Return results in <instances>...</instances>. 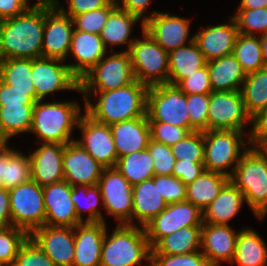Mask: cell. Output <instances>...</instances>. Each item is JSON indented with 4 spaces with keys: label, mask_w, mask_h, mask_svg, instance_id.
<instances>
[{
    "label": "cell",
    "mask_w": 267,
    "mask_h": 266,
    "mask_svg": "<svg viewBox=\"0 0 267 266\" xmlns=\"http://www.w3.org/2000/svg\"><path fill=\"white\" fill-rule=\"evenodd\" d=\"M44 0L22 14L0 21V60L42 57Z\"/></svg>",
    "instance_id": "obj_1"
},
{
    "label": "cell",
    "mask_w": 267,
    "mask_h": 266,
    "mask_svg": "<svg viewBox=\"0 0 267 266\" xmlns=\"http://www.w3.org/2000/svg\"><path fill=\"white\" fill-rule=\"evenodd\" d=\"M147 90L146 85L135 80L115 90L81 93L85 95V112L95 121L111 125L146 116ZM90 93L99 95L95 105L88 100Z\"/></svg>",
    "instance_id": "obj_2"
},
{
    "label": "cell",
    "mask_w": 267,
    "mask_h": 266,
    "mask_svg": "<svg viewBox=\"0 0 267 266\" xmlns=\"http://www.w3.org/2000/svg\"><path fill=\"white\" fill-rule=\"evenodd\" d=\"M82 114L76 102L36 101L30 131L38 135L41 143L68 144L72 129L78 126ZM70 140V141H69Z\"/></svg>",
    "instance_id": "obj_3"
},
{
    "label": "cell",
    "mask_w": 267,
    "mask_h": 266,
    "mask_svg": "<svg viewBox=\"0 0 267 266\" xmlns=\"http://www.w3.org/2000/svg\"><path fill=\"white\" fill-rule=\"evenodd\" d=\"M230 182L243 193L255 215L263 219L267 213V157L260 150L247 149L231 172Z\"/></svg>",
    "instance_id": "obj_4"
},
{
    "label": "cell",
    "mask_w": 267,
    "mask_h": 266,
    "mask_svg": "<svg viewBox=\"0 0 267 266\" xmlns=\"http://www.w3.org/2000/svg\"><path fill=\"white\" fill-rule=\"evenodd\" d=\"M106 234L101 249L100 266H137L151 259V248L144 227L117 225L110 237Z\"/></svg>",
    "instance_id": "obj_5"
},
{
    "label": "cell",
    "mask_w": 267,
    "mask_h": 266,
    "mask_svg": "<svg viewBox=\"0 0 267 266\" xmlns=\"http://www.w3.org/2000/svg\"><path fill=\"white\" fill-rule=\"evenodd\" d=\"M143 40H134L130 54L135 79L147 87L168 83V52L145 30Z\"/></svg>",
    "instance_id": "obj_6"
},
{
    "label": "cell",
    "mask_w": 267,
    "mask_h": 266,
    "mask_svg": "<svg viewBox=\"0 0 267 266\" xmlns=\"http://www.w3.org/2000/svg\"><path fill=\"white\" fill-rule=\"evenodd\" d=\"M135 76L128 51L103 57L79 80V92L115 90L134 82Z\"/></svg>",
    "instance_id": "obj_7"
},
{
    "label": "cell",
    "mask_w": 267,
    "mask_h": 266,
    "mask_svg": "<svg viewBox=\"0 0 267 266\" xmlns=\"http://www.w3.org/2000/svg\"><path fill=\"white\" fill-rule=\"evenodd\" d=\"M242 132L237 130L204 131L203 163L205 170L231 176L227 169L234 165L232 169L234 171L242 154L249 149V147H245Z\"/></svg>",
    "instance_id": "obj_8"
},
{
    "label": "cell",
    "mask_w": 267,
    "mask_h": 266,
    "mask_svg": "<svg viewBox=\"0 0 267 266\" xmlns=\"http://www.w3.org/2000/svg\"><path fill=\"white\" fill-rule=\"evenodd\" d=\"M146 114L148 121L183 127L190 132L186 94L176 85L167 83L148 87Z\"/></svg>",
    "instance_id": "obj_9"
},
{
    "label": "cell",
    "mask_w": 267,
    "mask_h": 266,
    "mask_svg": "<svg viewBox=\"0 0 267 266\" xmlns=\"http://www.w3.org/2000/svg\"><path fill=\"white\" fill-rule=\"evenodd\" d=\"M8 191L12 226L30 235L45 225L43 187L31 179Z\"/></svg>",
    "instance_id": "obj_10"
},
{
    "label": "cell",
    "mask_w": 267,
    "mask_h": 266,
    "mask_svg": "<svg viewBox=\"0 0 267 266\" xmlns=\"http://www.w3.org/2000/svg\"><path fill=\"white\" fill-rule=\"evenodd\" d=\"M251 121L240 90L212 91L209 94L207 131H243L244 124Z\"/></svg>",
    "instance_id": "obj_11"
},
{
    "label": "cell",
    "mask_w": 267,
    "mask_h": 266,
    "mask_svg": "<svg viewBox=\"0 0 267 266\" xmlns=\"http://www.w3.org/2000/svg\"><path fill=\"white\" fill-rule=\"evenodd\" d=\"M203 212L191 202L167 204V207L144 226L152 249L163 237L183 227L202 226Z\"/></svg>",
    "instance_id": "obj_12"
},
{
    "label": "cell",
    "mask_w": 267,
    "mask_h": 266,
    "mask_svg": "<svg viewBox=\"0 0 267 266\" xmlns=\"http://www.w3.org/2000/svg\"><path fill=\"white\" fill-rule=\"evenodd\" d=\"M73 26L72 18L65 15L53 0H44L42 58L65 61L70 50Z\"/></svg>",
    "instance_id": "obj_13"
},
{
    "label": "cell",
    "mask_w": 267,
    "mask_h": 266,
    "mask_svg": "<svg viewBox=\"0 0 267 266\" xmlns=\"http://www.w3.org/2000/svg\"><path fill=\"white\" fill-rule=\"evenodd\" d=\"M98 185L107 213L119 220V225H134L132 185L127 179L115 167L104 168Z\"/></svg>",
    "instance_id": "obj_14"
},
{
    "label": "cell",
    "mask_w": 267,
    "mask_h": 266,
    "mask_svg": "<svg viewBox=\"0 0 267 266\" xmlns=\"http://www.w3.org/2000/svg\"><path fill=\"white\" fill-rule=\"evenodd\" d=\"M63 60L51 58L32 59V80L37 101L59 90L79 91V80Z\"/></svg>",
    "instance_id": "obj_15"
},
{
    "label": "cell",
    "mask_w": 267,
    "mask_h": 266,
    "mask_svg": "<svg viewBox=\"0 0 267 266\" xmlns=\"http://www.w3.org/2000/svg\"><path fill=\"white\" fill-rule=\"evenodd\" d=\"M77 127L83 136L75 141L104 168L115 167L118 155L109 125L95 121L85 112Z\"/></svg>",
    "instance_id": "obj_16"
},
{
    "label": "cell",
    "mask_w": 267,
    "mask_h": 266,
    "mask_svg": "<svg viewBox=\"0 0 267 266\" xmlns=\"http://www.w3.org/2000/svg\"><path fill=\"white\" fill-rule=\"evenodd\" d=\"M153 16H144L142 31L145 30L168 53L187 45L190 21L169 13L152 12Z\"/></svg>",
    "instance_id": "obj_17"
},
{
    "label": "cell",
    "mask_w": 267,
    "mask_h": 266,
    "mask_svg": "<svg viewBox=\"0 0 267 266\" xmlns=\"http://www.w3.org/2000/svg\"><path fill=\"white\" fill-rule=\"evenodd\" d=\"M29 237L56 266H72L74 262V228L44 225Z\"/></svg>",
    "instance_id": "obj_18"
},
{
    "label": "cell",
    "mask_w": 267,
    "mask_h": 266,
    "mask_svg": "<svg viewBox=\"0 0 267 266\" xmlns=\"http://www.w3.org/2000/svg\"><path fill=\"white\" fill-rule=\"evenodd\" d=\"M64 181L75 185L98 184L104 167L100 165L80 144L72 141L66 144L63 153Z\"/></svg>",
    "instance_id": "obj_19"
},
{
    "label": "cell",
    "mask_w": 267,
    "mask_h": 266,
    "mask_svg": "<svg viewBox=\"0 0 267 266\" xmlns=\"http://www.w3.org/2000/svg\"><path fill=\"white\" fill-rule=\"evenodd\" d=\"M71 193L72 186L64 180L43 187L45 225L74 228L81 224Z\"/></svg>",
    "instance_id": "obj_20"
},
{
    "label": "cell",
    "mask_w": 267,
    "mask_h": 266,
    "mask_svg": "<svg viewBox=\"0 0 267 266\" xmlns=\"http://www.w3.org/2000/svg\"><path fill=\"white\" fill-rule=\"evenodd\" d=\"M66 144L42 143L33 153H29L32 180L41 187L64 180L63 153Z\"/></svg>",
    "instance_id": "obj_21"
},
{
    "label": "cell",
    "mask_w": 267,
    "mask_h": 266,
    "mask_svg": "<svg viewBox=\"0 0 267 266\" xmlns=\"http://www.w3.org/2000/svg\"><path fill=\"white\" fill-rule=\"evenodd\" d=\"M238 232H234L229 225L203 223L201 229V252L211 266H218L220 261L232 262Z\"/></svg>",
    "instance_id": "obj_22"
},
{
    "label": "cell",
    "mask_w": 267,
    "mask_h": 266,
    "mask_svg": "<svg viewBox=\"0 0 267 266\" xmlns=\"http://www.w3.org/2000/svg\"><path fill=\"white\" fill-rule=\"evenodd\" d=\"M106 223H81L74 227V262L72 266H100Z\"/></svg>",
    "instance_id": "obj_23"
},
{
    "label": "cell",
    "mask_w": 267,
    "mask_h": 266,
    "mask_svg": "<svg viewBox=\"0 0 267 266\" xmlns=\"http://www.w3.org/2000/svg\"><path fill=\"white\" fill-rule=\"evenodd\" d=\"M72 52L76 64H67L72 74L80 80L106 54L100 35L74 29L69 53Z\"/></svg>",
    "instance_id": "obj_24"
},
{
    "label": "cell",
    "mask_w": 267,
    "mask_h": 266,
    "mask_svg": "<svg viewBox=\"0 0 267 266\" xmlns=\"http://www.w3.org/2000/svg\"><path fill=\"white\" fill-rule=\"evenodd\" d=\"M118 159L146 150L151 139L147 115L109 125Z\"/></svg>",
    "instance_id": "obj_25"
},
{
    "label": "cell",
    "mask_w": 267,
    "mask_h": 266,
    "mask_svg": "<svg viewBox=\"0 0 267 266\" xmlns=\"http://www.w3.org/2000/svg\"><path fill=\"white\" fill-rule=\"evenodd\" d=\"M229 21L232 23L205 28L193 36L207 62L233 53L239 32L233 17Z\"/></svg>",
    "instance_id": "obj_26"
},
{
    "label": "cell",
    "mask_w": 267,
    "mask_h": 266,
    "mask_svg": "<svg viewBox=\"0 0 267 266\" xmlns=\"http://www.w3.org/2000/svg\"><path fill=\"white\" fill-rule=\"evenodd\" d=\"M132 220L144 227L167 207L158 191V175L132 186Z\"/></svg>",
    "instance_id": "obj_27"
},
{
    "label": "cell",
    "mask_w": 267,
    "mask_h": 266,
    "mask_svg": "<svg viewBox=\"0 0 267 266\" xmlns=\"http://www.w3.org/2000/svg\"><path fill=\"white\" fill-rule=\"evenodd\" d=\"M168 63V84L177 85L181 80L206 66L207 60L199 50L194 37H191L188 46L179 47L168 53Z\"/></svg>",
    "instance_id": "obj_28"
},
{
    "label": "cell",
    "mask_w": 267,
    "mask_h": 266,
    "mask_svg": "<svg viewBox=\"0 0 267 266\" xmlns=\"http://www.w3.org/2000/svg\"><path fill=\"white\" fill-rule=\"evenodd\" d=\"M209 80L212 91L240 90L246 73L233 54L207 62Z\"/></svg>",
    "instance_id": "obj_29"
},
{
    "label": "cell",
    "mask_w": 267,
    "mask_h": 266,
    "mask_svg": "<svg viewBox=\"0 0 267 266\" xmlns=\"http://www.w3.org/2000/svg\"><path fill=\"white\" fill-rule=\"evenodd\" d=\"M245 201L243 193L230 181L220 194L202 211L203 223L228 225Z\"/></svg>",
    "instance_id": "obj_30"
},
{
    "label": "cell",
    "mask_w": 267,
    "mask_h": 266,
    "mask_svg": "<svg viewBox=\"0 0 267 266\" xmlns=\"http://www.w3.org/2000/svg\"><path fill=\"white\" fill-rule=\"evenodd\" d=\"M0 147V183L10 190L32 179L30 157L21 152Z\"/></svg>",
    "instance_id": "obj_31"
},
{
    "label": "cell",
    "mask_w": 267,
    "mask_h": 266,
    "mask_svg": "<svg viewBox=\"0 0 267 266\" xmlns=\"http://www.w3.org/2000/svg\"><path fill=\"white\" fill-rule=\"evenodd\" d=\"M230 181V177L204 170L192 183L186 186V201L203 211Z\"/></svg>",
    "instance_id": "obj_32"
},
{
    "label": "cell",
    "mask_w": 267,
    "mask_h": 266,
    "mask_svg": "<svg viewBox=\"0 0 267 266\" xmlns=\"http://www.w3.org/2000/svg\"><path fill=\"white\" fill-rule=\"evenodd\" d=\"M202 226L183 227L163 237L152 249L151 254L179 255L197 252L200 248Z\"/></svg>",
    "instance_id": "obj_33"
},
{
    "label": "cell",
    "mask_w": 267,
    "mask_h": 266,
    "mask_svg": "<svg viewBox=\"0 0 267 266\" xmlns=\"http://www.w3.org/2000/svg\"><path fill=\"white\" fill-rule=\"evenodd\" d=\"M232 262L238 266H267L264 240L252 229L239 231Z\"/></svg>",
    "instance_id": "obj_34"
},
{
    "label": "cell",
    "mask_w": 267,
    "mask_h": 266,
    "mask_svg": "<svg viewBox=\"0 0 267 266\" xmlns=\"http://www.w3.org/2000/svg\"><path fill=\"white\" fill-rule=\"evenodd\" d=\"M138 20L139 18L137 16L116 6L109 13L107 21L100 33L105 48L107 49V43L111 46L128 43V49L124 51H129L135 39L128 41V38L132 32V26Z\"/></svg>",
    "instance_id": "obj_35"
},
{
    "label": "cell",
    "mask_w": 267,
    "mask_h": 266,
    "mask_svg": "<svg viewBox=\"0 0 267 266\" xmlns=\"http://www.w3.org/2000/svg\"><path fill=\"white\" fill-rule=\"evenodd\" d=\"M31 74L32 59L30 58L0 60V79L15 90L29 91V95L37 101Z\"/></svg>",
    "instance_id": "obj_36"
},
{
    "label": "cell",
    "mask_w": 267,
    "mask_h": 266,
    "mask_svg": "<svg viewBox=\"0 0 267 266\" xmlns=\"http://www.w3.org/2000/svg\"><path fill=\"white\" fill-rule=\"evenodd\" d=\"M115 168L132 186L154 177L153 160L147 149L119 158Z\"/></svg>",
    "instance_id": "obj_37"
},
{
    "label": "cell",
    "mask_w": 267,
    "mask_h": 266,
    "mask_svg": "<svg viewBox=\"0 0 267 266\" xmlns=\"http://www.w3.org/2000/svg\"><path fill=\"white\" fill-rule=\"evenodd\" d=\"M247 112L253 117L267 108V66L246 75L240 89Z\"/></svg>",
    "instance_id": "obj_38"
},
{
    "label": "cell",
    "mask_w": 267,
    "mask_h": 266,
    "mask_svg": "<svg viewBox=\"0 0 267 266\" xmlns=\"http://www.w3.org/2000/svg\"><path fill=\"white\" fill-rule=\"evenodd\" d=\"M34 105L0 106V130L6 140L21 132H30Z\"/></svg>",
    "instance_id": "obj_39"
},
{
    "label": "cell",
    "mask_w": 267,
    "mask_h": 266,
    "mask_svg": "<svg viewBox=\"0 0 267 266\" xmlns=\"http://www.w3.org/2000/svg\"><path fill=\"white\" fill-rule=\"evenodd\" d=\"M232 54L241 64L246 75L266 67L262 58L259 35L257 37V35L249 36L239 33Z\"/></svg>",
    "instance_id": "obj_40"
},
{
    "label": "cell",
    "mask_w": 267,
    "mask_h": 266,
    "mask_svg": "<svg viewBox=\"0 0 267 266\" xmlns=\"http://www.w3.org/2000/svg\"><path fill=\"white\" fill-rule=\"evenodd\" d=\"M86 198L87 201H84ZM71 199L74 202L76 214L81 223H84V220L82 218L83 210L88 211V216L85 220V223L105 222L103 219V215L100 213L97 206L98 203H100V200H103L101 196V190L98 184L93 186H86V185L73 186ZM82 200L85 202L86 206L82 205L81 203ZM82 206L84 207V209H82L83 208Z\"/></svg>",
    "instance_id": "obj_41"
},
{
    "label": "cell",
    "mask_w": 267,
    "mask_h": 266,
    "mask_svg": "<svg viewBox=\"0 0 267 266\" xmlns=\"http://www.w3.org/2000/svg\"><path fill=\"white\" fill-rule=\"evenodd\" d=\"M28 238L29 234L20 228H0V266H12L21 246Z\"/></svg>",
    "instance_id": "obj_42"
},
{
    "label": "cell",
    "mask_w": 267,
    "mask_h": 266,
    "mask_svg": "<svg viewBox=\"0 0 267 266\" xmlns=\"http://www.w3.org/2000/svg\"><path fill=\"white\" fill-rule=\"evenodd\" d=\"M176 160L187 162L204 161V131L188 133L182 140L170 146Z\"/></svg>",
    "instance_id": "obj_43"
},
{
    "label": "cell",
    "mask_w": 267,
    "mask_h": 266,
    "mask_svg": "<svg viewBox=\"0 0 267 266\" xmlns=\"http://www.w3.org/2000/svg\"><path fill=\"white\" fill-rule=\"evenodd\" d=\"M238 32L242 35L255 36L254 31L267 33V7L256 9H238L233 15Z\"/></svg>",
    "instance_id": "obj_44"
},
{
    "label": "cell",
    "mask_w": 267,
    "mask_h": 266,
    "mask_svg": "<svg viewBox=\"0 0 267 266\" xmlns=\"http://www.w3.org/2000/svg\"><path fill=\"white\" fill-rule=\"evenodd\" d=\"M116 6L117 1L112 0L106 7L73 16L74 29L100 35L109 13Z\"/></svg>",
    "instance_id": "obj_45"
},
{
    "label": "cell",
    "mask_w": 267,
    "mask_h": 266,
    "mask_svg": "<svg viewBox=\"0 0 267 266\" xmlns=\"http://www.w3.org/2000/svg\"><path fill=\"white\" fill-rule=\"evenodd\" d=\"M190 132L207 131L209 94H186Z\"/></svg>",
    "instance_id": "obj_46"
},
{
    "label": "cell",
    "mask_w": 267,
    "mask_h": 266,
    "mask_svg": "<svg viewBox=\"0 0 267 266\" xmlns=\"http://www.w3.org/2000/svg\"><path fill=\"white\" fill-rule=\"evenodd\" d=\"M148 266H211L201 251L189 254H151Z\"/></svg>",
    "instance_id": "obj_47"
},
{
    "label": "cell",
    "mask_w": 267,
    "mask_h": 266,
    "mask_svg": "<svg viewBox=\"0 0 267 266\" xmlns=\"http://www.w3.org/2000/svg\"><path fill=\"white\" fill-rule=\"evenodd\" d=\"M147 150L153 160L154 175L172 176L176 158L172 154L170 146L150 139Z\"/></svg>",
    "instance_id": "obj_48"
},
{
    "label": "cell",
    "mask_w": 267,
    "mask_h": 266,
    "mask_svg": "<svg viewBox=\"0 0 267 266\" xmlns=\"http://www.w3.org/2000/svg\"><path fill=\"white\" fill-rule=\"evenodd\" d=\"M12 266H56L29 237L21 246Z\"/></svg>",
    "instance_id": "obj_49"
},
{
    "label": "cell",
    "mask_w": 267,
    "mask_h": 266,
    "mask_svg": "<svg viewBox=\"0 0 267 266\" xmlns=\"http://www.w3.org/2000/svg\"><path fill=\"white\" fill-rule=\"evenodd\" d=\"M151 140L172 146L182 140L188 133L186 128L166 124L158 121H148Z\"/></svg>",
    "instance_id": "obj_50"
},
{
    "label": "cell",
    "mask_w": 267,
    "mask_h": 266,
    "mask_svg": "<svg viewBox=\"0 0 267 266\" xmlns=\"http://www.w3.org/2000/svg\"><path fill=\"white\" fill-rule=\"evenodd\" d=\"M158 191L167 204L186 201V185L173 175H158Z\"/></svg>",
    "instance_id": "obj_51"
},
{
    "label": "cell",
    "mask_w": 267,
    "mask_h": 266,
    "mask_svg": "<svg viewBox=\"0 0 267 266\" xmlns=\"http://www.w3.org/2000/svg\"><path fill=\"white\" fill-rule=\"evenodd\" d=\"M176 86L185 94H210L212 88L207 65L181 80Z\"/></svg>",
    "instance_id": "obj_52"
},
{
    "label": "cell",
    "mask_w": 267,
    "mask_h": 266,
    "mask_svg": "<svg viewBox=\"0 0 267 266\" xmlns=\"http://www.w3.org/2000/svg\"><path fill=\"white\" fill-rule=\"evenodd\" d=\"M252 122L248 142L253 145L252 149L261 151L267 145V108L257 112L252 117Z\"/></svg>",
    "instance_id": "obj_53"
},
{
    "label": "cell",
    "mask_w": 267,
    "mask_h": 266,
    "mask_svg": "<svg viewBox=\"0 0 267 266\" xmlns=\"http://www.w3.org/2000/svg\"><path fill=\"white\" fill-rule=\"evenodd\" d=\"M204 170L205 168L203 162L176 160L172 175L179 178L187 186L192 183Z\"/></svg>",
    "instance_id": "obj_54"
},
{
    "label": "cell",
    "mask_w": 267,
    "mask_h": 266,
    "mask_svg": "<svg viewBox=\"0 0 267 266\" xmlns=\"http://www.w3.org/2000/svg\"><path fill=\"white\" fill-rule=\"evenodd\" d=\"M35 103L36 100L29 95V91L15 90L0 79V106Z\"/></svg>",
    "instance_id": "obj_55"
},
{
    "label": "cell",
    "mask_w": 267,
    "mask_h": 266,
    "mask_svg": "<svg viewBox=\"0 0 267 266\" xmlns=\"http://www.w3.org/2000/svg\"><path fill=\"white\" fill-rule=\"evenodd\" d=\"M112 0H68V9L59 7V1L53 0L54 4L69 17H73L85 12L106 7Z\"/></svg>",
    "instance_id": "obj_56"
},
{
    "label": "cell",
    "mask_w": 267,
    "mask_h": 266,
    "mask_svg": "<svg viewBox=\"0 0 267 266\" xmlns=\"http://www.w3.org/2000/svg\"><path fill=\"white\" fill-rule=\"evenodd\" d=\"M29 0H0V21L13 18L31 8Z\"/></svg>",
    "instance_id": "obj_57"
},
{
    "label": "cell",
    "mask_w": 267,
    "mask_h": 266,
    "mask_svg": "<svg viewBox=\"0 0 267 266\" xmlns=\"http://www.w3.org/2000/svg\"><path fill=\"white\" fill-rule=\"evenodd\" d=\"M12 226L9 191L0 189V228Z\"/></svg>",
    "instance_id": "obj_58"
},
{
    "label": "cell",
    "mask_w": 267,
    "mask_h": 266,
    "mask_svg": "<svg viewBox=\"0 0 267 266\" xmlns=\"http://www.w3.org/2000/svg\"><path fill=\"white\" fill-rule=\"evenodd\" d=\"M117 1V6L126 12L137 16L139 19L143 17L144 12L151 0H121L122 5Z\"/></svg>",
    "instance_id": "obj_59"
},
{
    "label": "cell",
    "mask_w": 267,
    "mask_h": 266,
    "mask_svg": "<svg viewBox=\"0 0 267 266\" xmlns=\"http://www.w3.org/2000/svg\"><path fill=\"white\" fill-rule=\"evenodd\" d=\"M238 9H256L267 7V0H241Z\"/></svg>",
    "instance_id": "obj_60"
},
{
    "label": "cell",
    "mask_w": 267,
    "mask_h": 266,
    "mask_svg": "<svg viewBox=\"0 0 267 266\" xmlns=\"http://www.w3.org/2000/svg\"><path fill=\"white\" fill-rule=\"evenodd\" d=\"M259 40L261 43L262 58L267 66V33L264 35H259Z\"/></svg>",
    "instance_id": "obj_61"
},
{
    "label": "cell",
    "mask_w": 267,
    "mask_h": 266,
    "mask_svg": "<svg viewBox=\"0 0 267 266\" xmlns=\"http://www.w3.org/2000/svg\"><path fill=\"white\" fill-rule=\"evenodd\" d=\"M7 145V140L3 136L1 130H0V147L6 146Z\"/></svg>",
    "instance_id": "obj_62"
},
{
    "label": "cell",
    "mask_w": 267,
    "mask_h": 266,
    "mask_svg": "<svg viewBox=\"0 0 267 266\" xmlns=\"http://www.w3.org/2000/svg\"><path fill=\"white\" fill-rule=\"evenodd\" d=\"M261 152L267 157V145L261 150Z\"/></svg>",
    "instance_id": "obj_63"
}]
</instances>
